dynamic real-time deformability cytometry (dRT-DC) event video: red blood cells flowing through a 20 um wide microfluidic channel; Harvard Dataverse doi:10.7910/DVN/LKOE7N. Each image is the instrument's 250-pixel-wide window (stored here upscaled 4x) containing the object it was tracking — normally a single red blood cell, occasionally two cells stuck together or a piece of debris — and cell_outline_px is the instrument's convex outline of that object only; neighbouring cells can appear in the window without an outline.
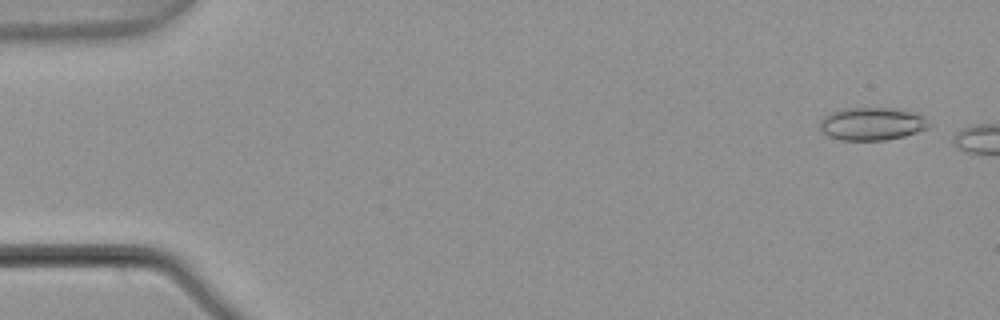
{"species": "common noctule bat (a hibernating species)", "species_latin": "Nyctalus noctula", "temperature_condition": "warm", "stored_images_in_passage": 2, "camera_frame_rate_fps": 3000, "um_per_image_px": 0.085, "animal": {"sex": "male", "body_mass_g": 21.5, "forearm_length_mm": 52.0}, "frame": {"image": 1, "passage_image": 1, "time_ms": 0.0, "image_size_px": [1000, 320], "cell_outline_px": [[932, 124], [928, 128], [904, 136], [884, 140], [840, 140], [828, 136], [820, 132], [820, 120], [828, 112], [840, 108], [892, 108], [912, 112], [924, 116]], "centroid_in_image_um": [74.08, 10.52], "position_along_channel_um": 10.9, "area_um2": 21.15}}